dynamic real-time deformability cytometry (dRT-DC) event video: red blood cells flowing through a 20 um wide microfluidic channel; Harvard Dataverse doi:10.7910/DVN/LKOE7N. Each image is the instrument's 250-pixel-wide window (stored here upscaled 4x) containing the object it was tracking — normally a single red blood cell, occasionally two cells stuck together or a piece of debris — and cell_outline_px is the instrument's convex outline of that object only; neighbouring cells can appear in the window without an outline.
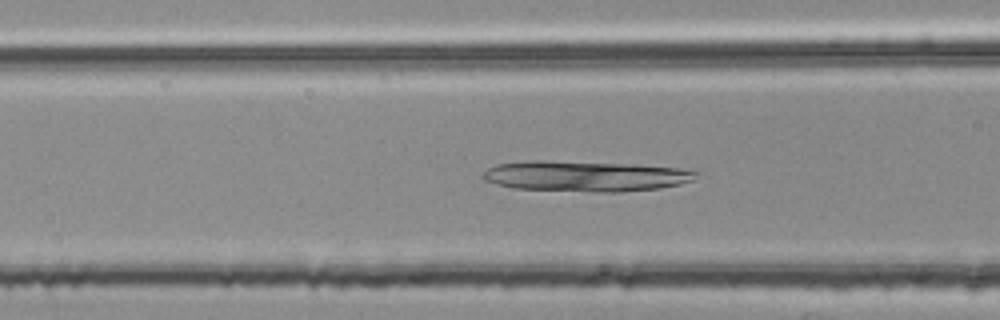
{"species": "common noctule bat (a hibernating species)", "species_latin": "Nyctalus noctula", "temperature_condition": "room temperature", "stored_images_in_passage": 42, "camera_frame_rate_fps": 3000, "um_per_image_px": 0.085, "animal": {"sex": "female", "body_mass_g": 25.1}, "frame": {"image": 1, "passage_image": 20, "time_ms": 6.333, "image_size_px": [1000, 320], "cell_outline_px": [[700, 172], [692, 180], [680, 184], [660, 188], [620, 192], [596, 192], [512, 188], [496, 184], [484, 180], [480, 176], [488, 168], [496, 164], [532, 160], [536, 160], [632, 164], [680, 168]], "centroid_in_image_um": [49.74, 14.97], "position_along_channel_um": 116.9, "area_um2": 37.97}}
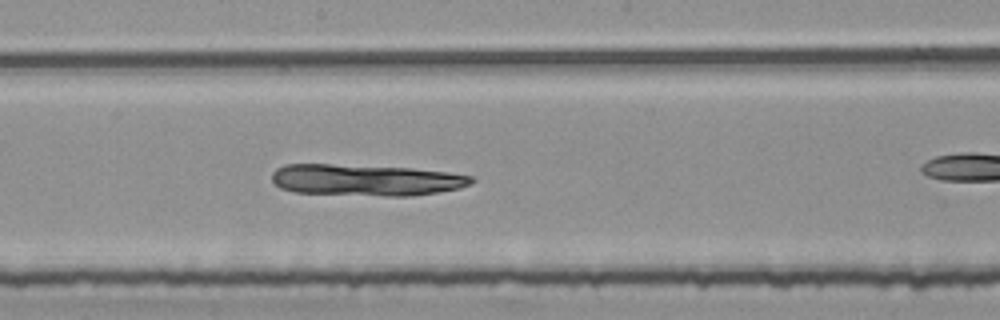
{"frame": {"image": 2, "passage_image": 28, "time_ms": 9.0, "image_size_px": [1000, 320], "cell_outline_px": [[476, 180], [460, 188], [436, 192], [408, 196], [384, 196], [296, 192], [280, 188], [272, 180], [272, 172], [276, 168], [284, 164], [332, 164], [412, 168], [448, 172], [472, 176]], "centroid_in_image_um": [31.08, 15.29], "position_along_channel_um": 217.1, "area_um2": 36.53}}
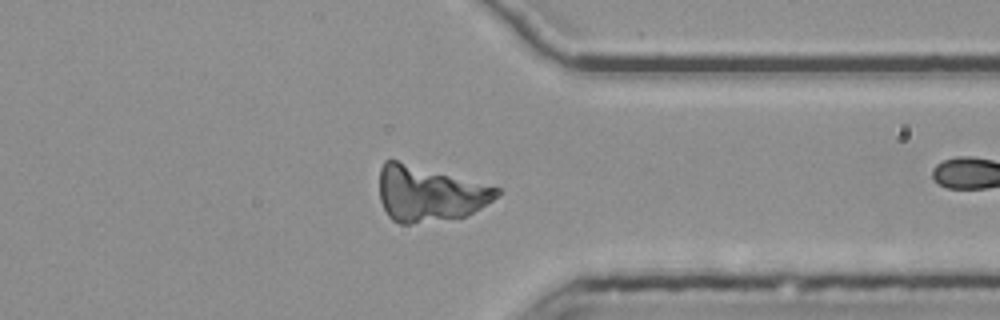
{"frame": {"image": 3, "passage_image": 41, "time_ms": 13.333, "image_size_px": [1000, 320], "cell_outline_px": [[504, 192], [500, 196], [480, 208], [464, 216], [412, 224], [400, 224], [392, 220], [388, 216], [380, 200], [380, 168], [384, 160], [396, 160], [500, 188]], "centroid_in_image_um": [36.49, 16.47], "position_along_channel_um": 374.9, "area_um2": 37.69}}